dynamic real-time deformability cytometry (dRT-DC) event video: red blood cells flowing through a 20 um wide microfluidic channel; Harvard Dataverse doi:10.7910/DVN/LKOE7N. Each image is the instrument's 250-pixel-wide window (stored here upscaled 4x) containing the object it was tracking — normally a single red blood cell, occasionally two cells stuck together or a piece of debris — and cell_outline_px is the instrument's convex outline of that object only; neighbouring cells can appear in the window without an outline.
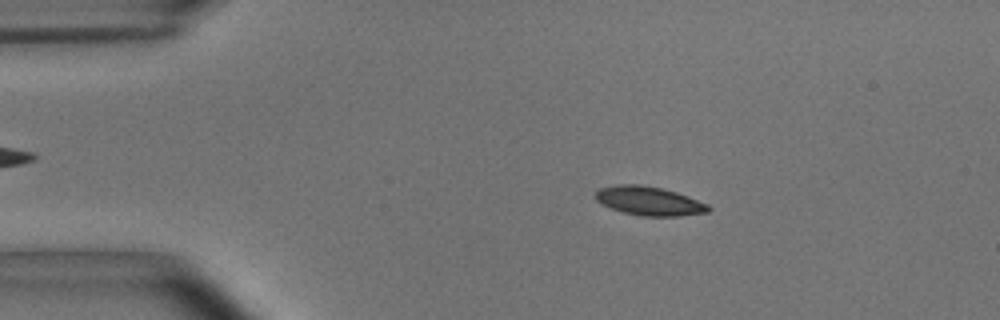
{"species": "common noctule bat (a hibernating species)", "species_latin": "Nyctalus noctula", "temperature_condition": "room temperature", "stored_images_in_passage": 53, "camera_frame_rate_fps": 3000, "um_per_image_px": 0.085, "animal": {"sex": "male", "body_mass_g": 15.6}, "frame": {"image": 1, "passage_image": 9, "time_ms": 2.667, "image_size_px": [1000, 320], "cell_outline_px": [[712, 208], [708, 212], [680, 216], [640, 216], [624, 212], [612, 208], [596, 200], [596, 192], [600, 188], [620, 184], [640, 184], [660, 188], [676, 192], [688, 196], [708, 204]], "centroid_in_image_um": [55.22, 17.08], "position_along_channel_um": 29.8, "area_um2": 18.84}}
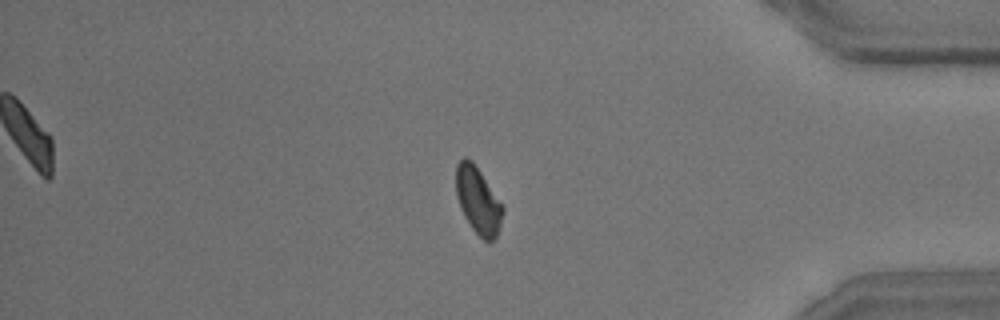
{"frame": {"image": 2, "passage_image": 45, "time_ms": 14.667, "image_size_px": [1000, 320], "cell_outline_px": [[504, 212], [496, 236], [488, 244], [472, 228], [464, 216], [460, 208], [456, 196], [456, 164], [464, 156], [468, 156], [472, 160], [504, 204]], "centroid_in_image_um": [40.64, 17.01], "position_along_channel_um": 394.6, "area_um2": 18.5}}
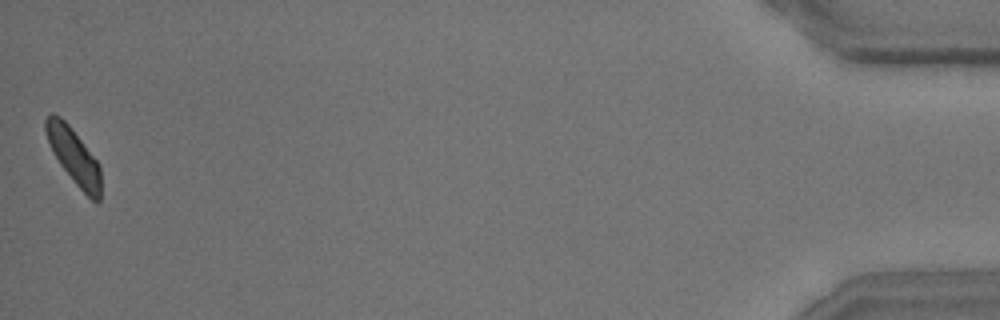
{"frame": {"image": 3, "passage_image": 53, "time_ms": 17.333, "image_size_px": [1000, 320], "cell_outline_px": [[100, 200], [96, 204], [76, 184], [60, 164], [48, 140], [44, 128], [44, 120], [52, 112], [60, 116], [68, 124], [100, 164]], "centroid_in_image_um": [6.28, 13.26], "position_along_channel_um": 428.9, "area_um2": 17.51}, "authors_computed_cell_mechanics": {"area_um2": 18.7272, "velocity_mm_per_s": 3.6929, "shape_relaxation_time_tau1_ms": 7.0787, "shape_relaxation_time_tau2_ms": 3.7604, "deformation_change_tau1": 0.1467, "deformation_change_tau2": 0.081}}